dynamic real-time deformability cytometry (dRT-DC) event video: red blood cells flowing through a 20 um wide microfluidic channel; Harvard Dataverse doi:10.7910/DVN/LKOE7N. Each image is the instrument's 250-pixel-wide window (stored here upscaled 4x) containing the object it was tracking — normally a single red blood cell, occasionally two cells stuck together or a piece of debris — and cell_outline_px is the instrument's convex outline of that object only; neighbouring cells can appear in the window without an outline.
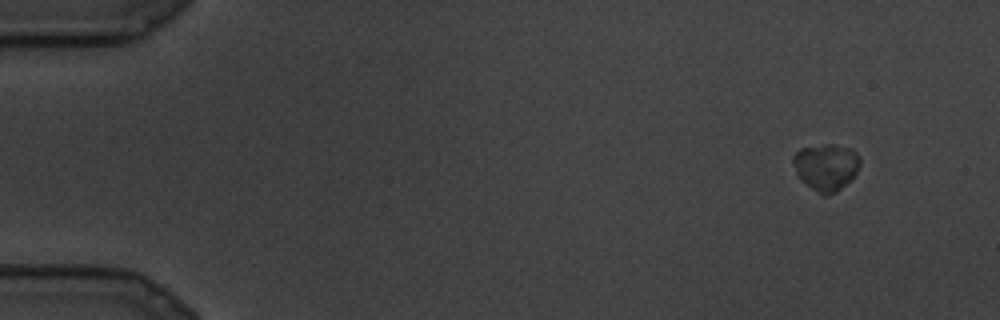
{"species": "common noctule bat (a hibernating species)", "species_latin": "Nyctalus noctula", "temperature_condition": "cold", "stored_images_in_passage": 24, "camera_frame_rate_fps": 3000, "um_per_image_px": 0.085, "animal": {"sex": "male", "body_mass_g": 19.5, "forearm_length_mm": 54.6}, "frame": {"image": 1, "passage_image": 1, "time_ms": 0.0, "image_size_px": [1000, 320], "cell_outline_px": [[860, 164], [856, 172], [836, 192], [824, 196], [800, 180], [796, 176], [792, 160], [792, 156], [800, 148], [824, 144], [836, 144], [852, 148], [860, 156]], "centroid_in_image_um": [70.19, 14.16], "position_along_channel_um": 14.8, "area_um2": 18.32}}
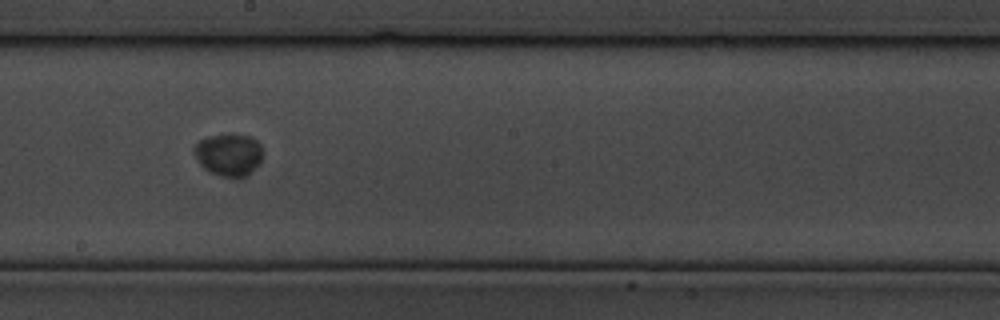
{"frame": {"image": 2, "passage_image": 14, "time_ms": 4.333, "image_size_px": [1000, 320], "cell_outline_px": [[264, 152], [260, 164], [244, 176], [220, 176], [208, 172], [200, 164], [192, 152], [192, 148], [200, 140], [208, 136], [228, 132], [232, 132], [248, 136], [256, 140], [260, 144]], "centroid_in_image_um": [19.43, 13.1], "position_along_channel_um": 228.8, "area_um2": 17.34}}
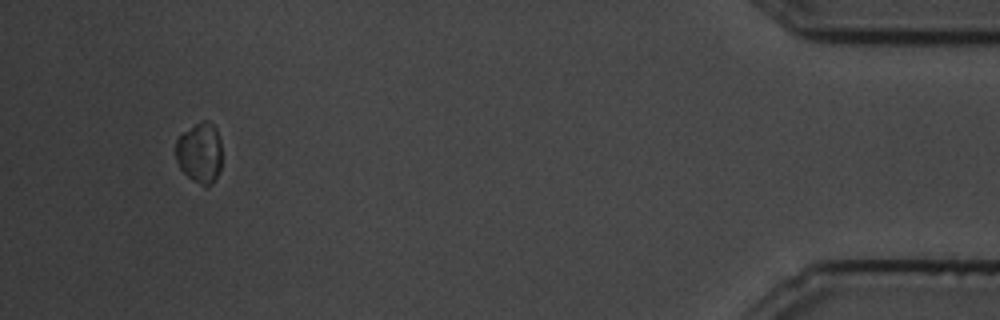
{"frame": {"image": 3, "passage_image": 24, "time_ms": 7.667, "image_size_px": [1000, 320], "cell_outline_px": [[220, 168], [212, 184], [208, 188], [204, 188], [192, 180], [180, 168], [176, 160], [176, 140], [184, 132], [200, 120], [208, 120], [216, 128], [220, 140]], "centroid_in_image_um": [16.97, 13.01], "position_along_channel_um": 418.2, "area_um2": 16.36}}